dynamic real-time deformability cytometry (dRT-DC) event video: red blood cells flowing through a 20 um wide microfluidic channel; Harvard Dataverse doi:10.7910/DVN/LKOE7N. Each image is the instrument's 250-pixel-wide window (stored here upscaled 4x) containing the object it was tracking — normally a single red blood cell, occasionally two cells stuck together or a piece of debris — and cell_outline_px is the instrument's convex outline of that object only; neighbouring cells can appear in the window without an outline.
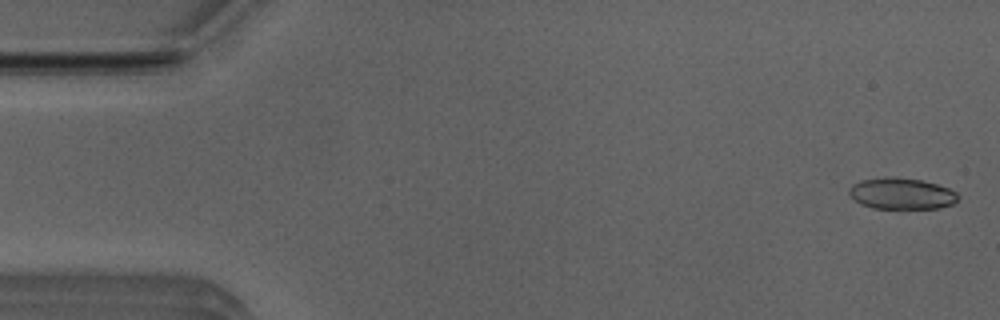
{"species": "Egyptian fruit bat (a non-hibernating species)", "species_latin": "Rousettus aegyptiacus", "temperature_condition": "room temperature", "stored_images_in_passage": 52, "camera_frame_rate_fps": 3000, "um_per_image_px": 0.085, "animal": {"sex": "male"}, "frame": {"image": 1, "passage_image": 2, "time_ms": 0.333, "image_size_px": [1000, 320], "cell_outline_px": [[960, 196], [952, 204], [940, 208], [872, 208], [860, 204], [848, 192], [848, 188], [852, 184], [860, 180], [884, 176], [896, 176], [920, 180], [936, 184], [948, 188], [956, 192]], "centroid_in_image_um": [76.6, 16.44], "position_along_channel_um": 8.4, "area_um2": 20.0}}
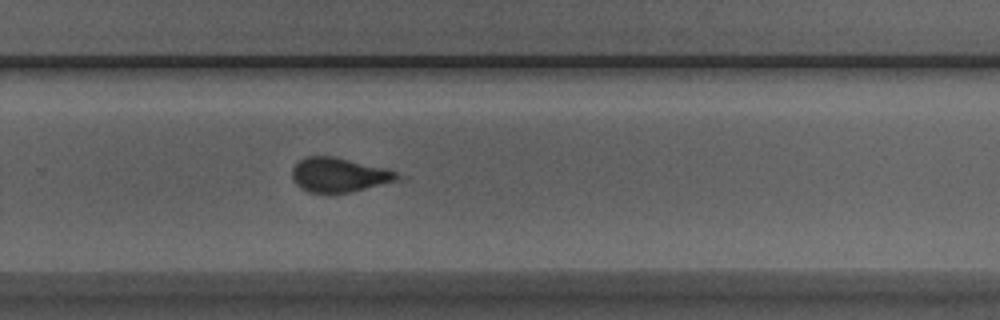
{"frame": {"image": 2, "passage_image": 34, "time_ms": 11.0, "image_size_px": [1000, 320], "cell_outline_px": [[408, 180], [348, 192], [308, 192], [300, 188], [296, 184], [292, 176], [292, 168], [304, 156], [336, 156], [388, 168], [408, 176]], "centroid_in_image_um": [28.99, 14.85], "position_along_channel_um": 300.8, "area_um2": 21.85}}
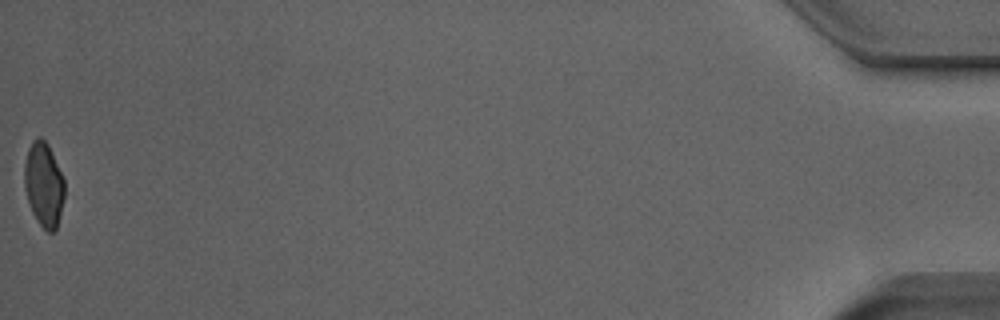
{"frame": {"image": 3, "passage_image": 52, "time_ms": 17.0, "image_size_px": [1000, 320], "cell_outline_px": [[64, 196], [56, 228], [52, 232], [48, 232], [40, 224], [32, 212], [24, 188], [24, 164], [28, 148], [32, 140], [36, 136], [40, 136], [48, 144], [64, 180]], "centroid_in_image_um": [3.7, 15.63], "position_along_channel_um": 431.5, "area_um2": 19.54}, "authors_computed_cell_mechanics": {"area_um2": 21.5016, "velocity_mm_per_s": 3.9594, "shape_relaxation_time_tau1_ms": 3.4224, "shape_relaxation_time_tau2_ms": 1.4356, "deformation_change_tau1": 0.0903, "deformation_change_tau2": 0.099}}